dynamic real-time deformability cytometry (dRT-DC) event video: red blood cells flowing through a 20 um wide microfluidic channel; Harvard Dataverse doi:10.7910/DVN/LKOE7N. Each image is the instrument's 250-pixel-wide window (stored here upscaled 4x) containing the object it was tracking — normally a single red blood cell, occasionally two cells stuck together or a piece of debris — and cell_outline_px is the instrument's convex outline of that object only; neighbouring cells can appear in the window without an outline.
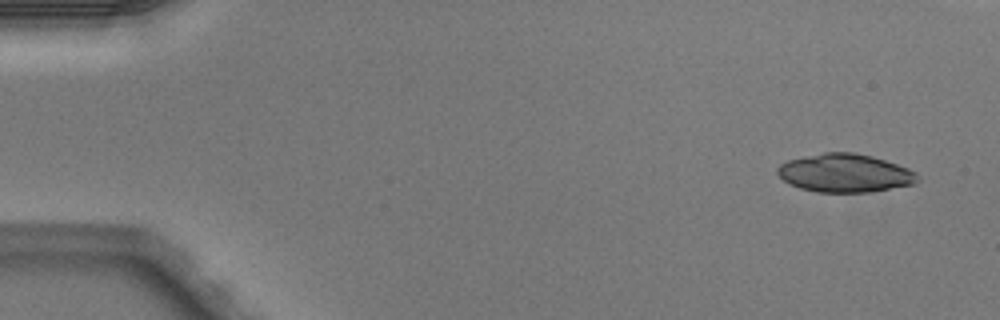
{"species": "Egyptian fruit bat (a non-hibernating species)", "species_latin": "Rousettus aegyptiacus", "temperature_condition": "warm", "stored_images_in_passage": 4, "camera_frame_rate_fps": 3000, "um_per_image_px": 0.085, "animal": {"sex": "male"}, "frame": {"image": 1, "passage_image": 1, "time_ms": 0.0, "image_size_px": [1000, 320], "cell_outline_px": [[920, 180], [916, 184], [868, 192], [816, 192], [800, 188], [784, 180], [776, 172], [776, 168], [780, 164], [788, 160], [824, 152], [852, 152], [872, 156], [908, 168], [916, 172]], "centroid_in_image_um": [71.84, 14.71], "position_along_channel_um": 13.2, "area_um2": 31.21}}
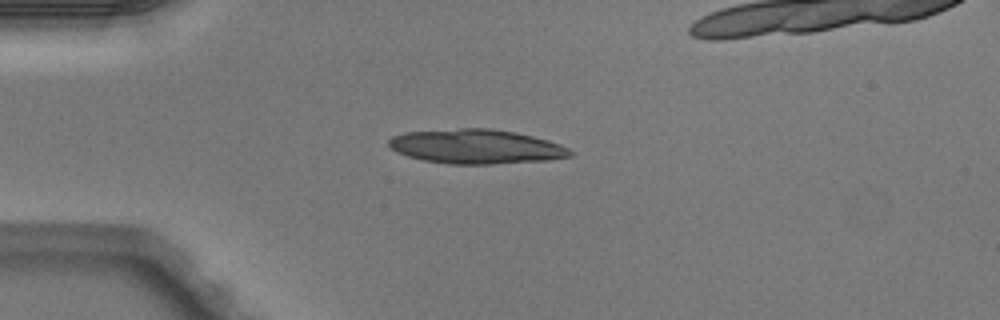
{"frame": {"image": 2, "passage_image": 4, "time_ms": 1.0, "image_size_px": [1000, 320], "cell_outline_px": [[572, 156], [548, 160], [492, 164], [452, 164], [424, 160], [408, 156], [396, 152], [388, 144], [388, 140], [392, 136], [404, 132], [460, 128], [488, 128], [516, 132], [548, 140], [560, 144], [568, 148], [572, 152]], "centroid_in_image_um": [40.47, 12.45], "position_along_channel_um": 44.5, "area_um2": 36.36}}